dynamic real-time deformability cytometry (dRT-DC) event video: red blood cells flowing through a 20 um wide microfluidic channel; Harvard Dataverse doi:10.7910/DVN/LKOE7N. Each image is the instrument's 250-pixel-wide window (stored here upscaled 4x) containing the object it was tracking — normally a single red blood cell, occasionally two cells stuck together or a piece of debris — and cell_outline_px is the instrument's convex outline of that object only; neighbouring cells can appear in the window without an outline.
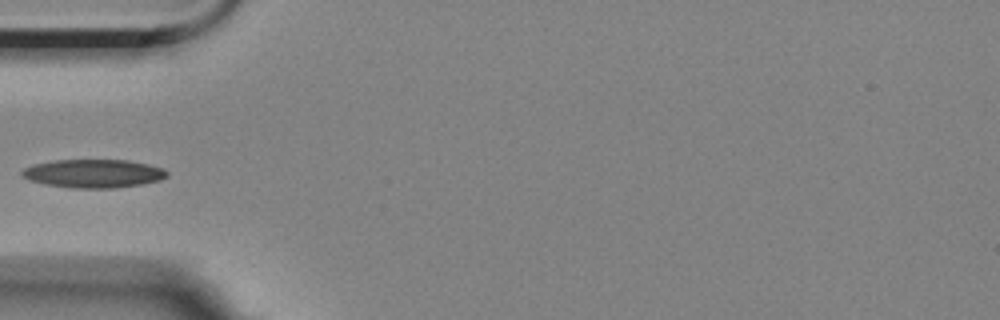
{"species": "Egyptian fruit bat (a non-hibernating species)", "species_latin": "Rousettus aegyptiacus", "temperature_condition": "room temperature", "stored_images_in_passage": 6, "camera_frame_rate_fps": 3000, "um_per_image_px": 0.085, "animal": {"sex": "female"}, "frame": {"image": 1, "passage_image": 5, "time_ms": 5.333, "image_size_px": [1000, 320], "cell_outline_px": [[168, 176], [160, 180], [140, 184], [116, 188], [72, 188], [44, 184], [28, 180], [20, 172], [24, 168], [32, 164], [56, 160], [128, 160], [148, 164], [164, 168], [168, 172]], "centroid_in_image_um": [7.95, 14.75], "position_along_channel_um": 77.1, "area_um2": 24.1}}